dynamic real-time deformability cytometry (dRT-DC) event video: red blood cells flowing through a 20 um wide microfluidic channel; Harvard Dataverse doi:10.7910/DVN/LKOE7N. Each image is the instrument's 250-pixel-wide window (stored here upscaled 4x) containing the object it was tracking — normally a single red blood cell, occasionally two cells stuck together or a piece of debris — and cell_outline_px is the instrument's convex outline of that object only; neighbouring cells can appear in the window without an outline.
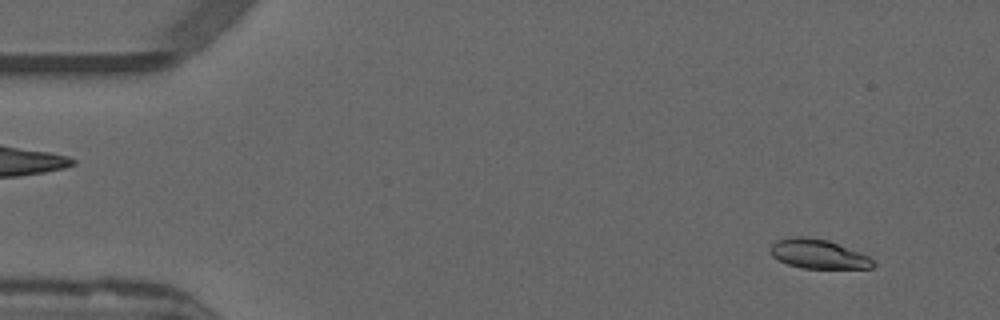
{"species": "common noctule bat (a hibernating species)", "species_latin": "Nyctalus noctula", "temperature_condition": "warm", "stored_images_in_passage": 52, "camera_frame_rate_fps": 3000, "um_per_image_px": 0.085, "animal": {"sex": "male", "forearm_length_mm": 52.5}, "frame": {"image": 1, "passage_image": 4, "time_ms": 1.0, "image_size_px": [1000, 320], "cell_outline_px": [[876, 264], [872, 268], [800, 268], [788, 264], [772, 256], [772, 244], [776, 240], [796, 236], [804, 236], [828, 240], [868, 256]], "centroid_in_image_um": [69.55, 21.59], "position_along_channel_um": 15.4, "area_um2": 17.22}}
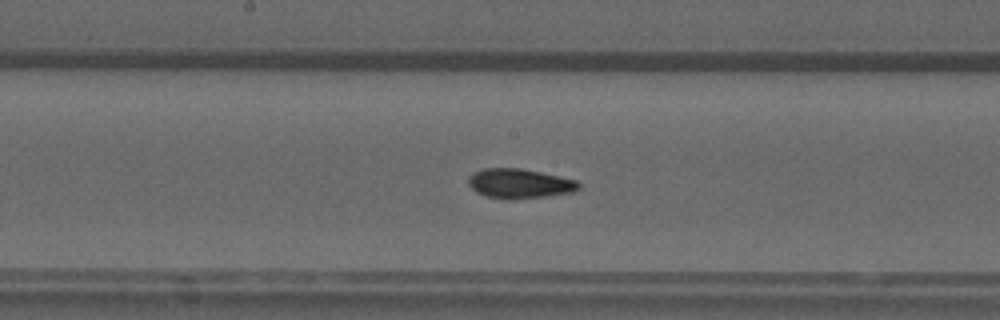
{"frame": {"image": 2, "passage_image": 27, "time_ms": 8.667, "image_size_px": [1000, 320], "cell_outline_px": [[580, 188], [572, 192], [544, 196], [512, 200], [508, 200], [484, 196], [476, 192], [468, 184], [468, 176], [472, 172], [484, 168], [520, 168], [540, 172], [576, 180], [580, 184]], "centroid_in_image_um": [44.1, 15.6], "position_along_channel_um": 204.1, "area_um2": 19.13}}
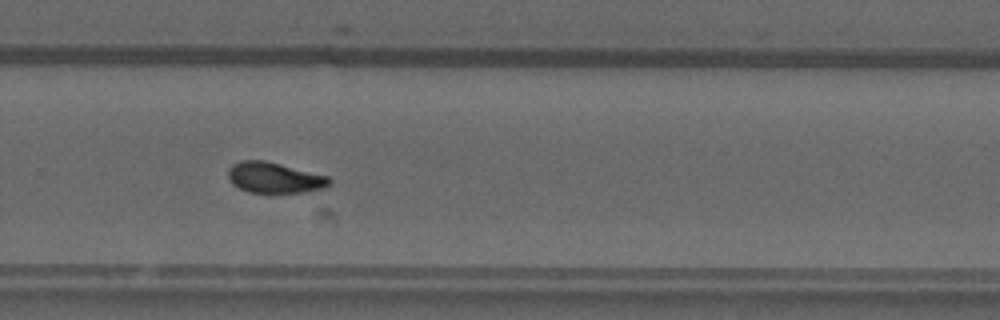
{"frame": {"image": 3, "passage_image": 35, "time_ms": 11.333, "image_size_px": [1000, 320], "cell_outline_px": [[332, 184], [328, 188], [304, 192], [248, 192], [232, 184], [228, 180], [228, 168], [232, 164], [240, 160], [264, 160], [328, 176], [332, 180]], "centroid_in_image_um": [23.34, 15.1], "position_along_channel_um": 306.5, "area_um2": 18.26}, "authors_computed_cell_mechanics": {"area_um2": 18.2359, "velocity_mm_per_s": 3.8586, "shape_relaxation_time_tau1_ms": 5.6345, "shape_relaxation_time_tau2_ms": 1.4785, "deformation_change_tau1": 0.1637, "deformation_change_tau2": 0.0621}}